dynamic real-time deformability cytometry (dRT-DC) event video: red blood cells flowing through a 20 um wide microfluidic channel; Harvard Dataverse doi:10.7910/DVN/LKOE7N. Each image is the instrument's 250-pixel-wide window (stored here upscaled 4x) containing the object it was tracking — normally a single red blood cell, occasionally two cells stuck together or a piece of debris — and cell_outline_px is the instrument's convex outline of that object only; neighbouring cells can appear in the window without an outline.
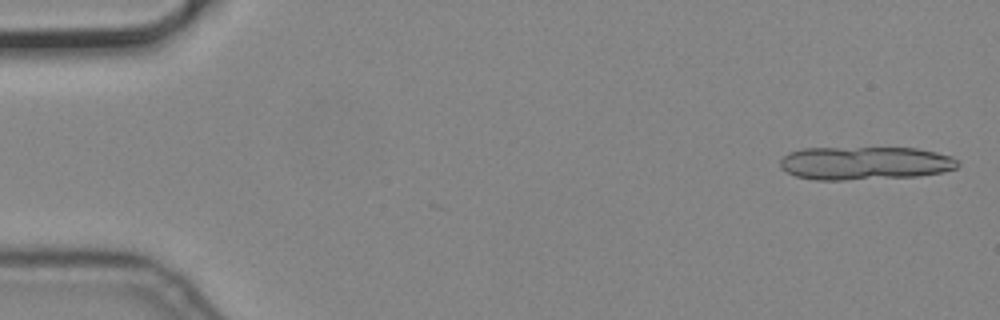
{"species": "common noctule bat (a hibernating species)", "species_latin": "Nyctalus noctula", "temperature_condition": "cold", "stored_images_in_passage": 5, "camera_frame_rate_fps": 3000, "um_per_image_px": 0.085, "animal": {"sex": "male", "body_mass_g": 19.2, "forearm_length_mm": 51.8}, "frame": {"image": 1, "passage_image": 1, "time_ms": 0.0, "image_size_px": [1000, 320], "cell_outline_px": [[960, 164], [956, 168], [944, 172], [916, 176], [844, 180], [816, 180], [796, 176], [780, 168], [780, 160], [788, 152], [804, 148], [916, 148], [936, 152], [952, 156]], "centroid_in_image_um": [73.51, 13.87], "position_along_channel_um": 11.5, "area_um2": 34.51}}